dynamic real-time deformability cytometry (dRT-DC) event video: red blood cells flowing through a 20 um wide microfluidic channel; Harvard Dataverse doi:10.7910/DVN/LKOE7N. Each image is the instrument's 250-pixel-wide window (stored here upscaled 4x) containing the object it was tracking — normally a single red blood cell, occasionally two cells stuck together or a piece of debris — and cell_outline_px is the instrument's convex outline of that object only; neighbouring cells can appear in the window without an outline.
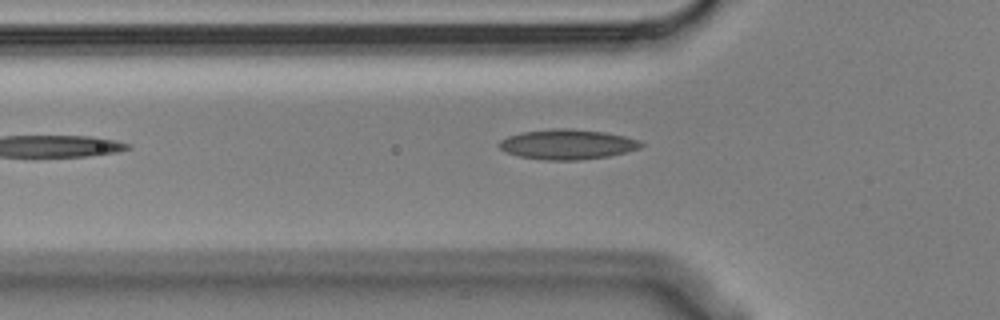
{"species": "Egyptian fruit bat (a non-hibernating species)", "species_latin": "Rousettus aegyptiacus", "temperature_condition": "cold", "stored_images_in_passage": 6, "camera_frame_rate_fps": 3000, "um_per_image_px": 0.085, "animal": {"sex": "male"}, "frame": {"image": 1, "passage_image": 5, "time_ms": 1.333, "image_size_px": [1000, 320], "cell_outline_px": [[644, 144], [640, 148], [608, 156], [576, 160], [544, 160], [520, 156], [504, 152], [496, 144], [500, 140], [508, 136], [520, 132], [552, 128], [572, 128], [604, 132], [624, 136], [640, 140]], "centroid_in_image_um": [48.18, 12.26], "position_along_channel_um": 77.6, "area_um2": 24.91}}
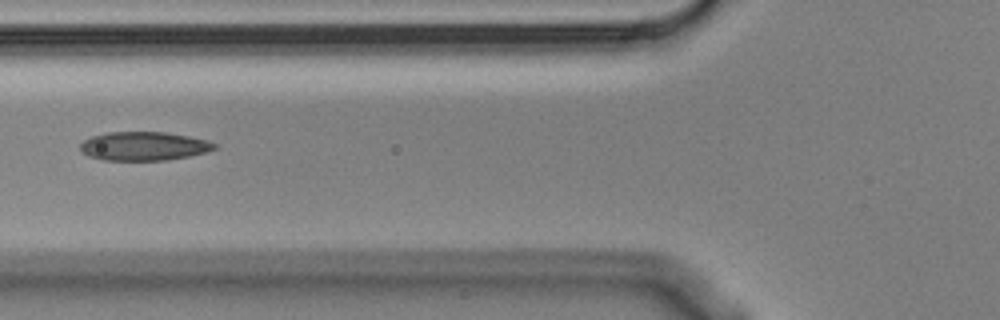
{"frame": {"image": 2, "passage_image": 6, "time_ms": 1.667, "image_size_px": [1000, 320], "cell_outline_px": [[216, 148], [208, 152], [168, 160], [104, 160], [88, 156], [80, 152], [80, 144], [84, 140], [92, 136], [108, 132], [164, 132], [188, 136], [208, 140], [216, 144]], "centroid_in_image_um": [12.21, 12.42], "position_along_channel_um": 113.6, "area_um2": 22.54}}